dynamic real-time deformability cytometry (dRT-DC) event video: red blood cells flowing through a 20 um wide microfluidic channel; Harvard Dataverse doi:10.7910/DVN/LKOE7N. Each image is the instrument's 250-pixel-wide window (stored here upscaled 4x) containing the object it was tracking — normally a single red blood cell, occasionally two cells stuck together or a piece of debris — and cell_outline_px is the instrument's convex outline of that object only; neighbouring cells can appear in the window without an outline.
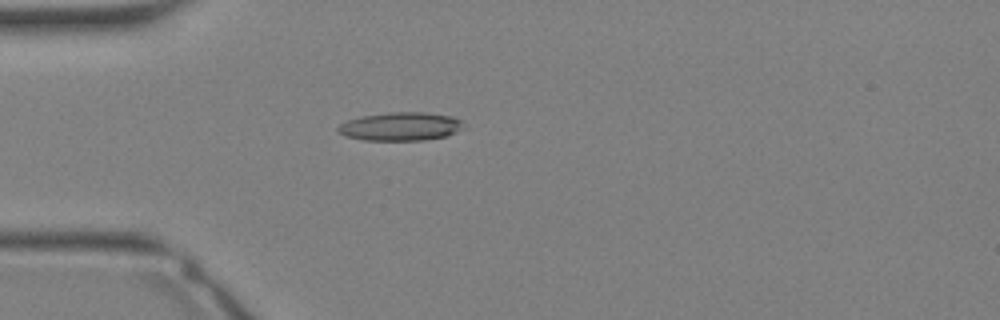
{"species": "Egyptian fruit bat (a non-hibernating species)", "species_latin": "Rousettus aegyptiacus", "temperature_condition": "warm", "stored_images_in_passage": 11, "camera_frame_rate_fps": 3000, "um_per_image_px": 0.085, "animal": {"sex": "female"}, "frame": {"image": 1, "passage_image": 8, "time_ms": 2.333, "image_size_px": [1000, 320], "cell_outline_px": [[464, 128], [448, 136], [424, 140], [364, 140], [344, 136], [336, 132], [336, 128], [340, 124], [348, 120], [360, 116], [388, 112], [424, 112], [452, 116], [460, 120]], "centroid_in_image_um": [34.02, 10.75], "position_along_channel_um": 51.0, "area_um2": 20.98}}
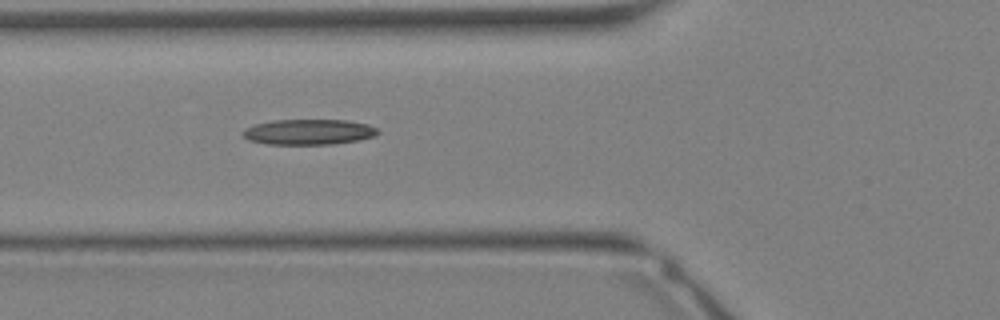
{"frame": {"image": 2, "passage_image": 11, "time_ms": 3.333, "image_size_px": [1000, 320], "cell_outline_px": [[380, 132], [372, 136], [356, 140], [332, 144], [264, 144], [248, 140], [240, 132], [244, 128], [256, 124], [272, 120], [348, 120], [368, 124], [376, 128]], "centroid_in_image_um": [26.18, 11.21], "position_along_channel_um": 99.6, "area_um2": 20.0}}